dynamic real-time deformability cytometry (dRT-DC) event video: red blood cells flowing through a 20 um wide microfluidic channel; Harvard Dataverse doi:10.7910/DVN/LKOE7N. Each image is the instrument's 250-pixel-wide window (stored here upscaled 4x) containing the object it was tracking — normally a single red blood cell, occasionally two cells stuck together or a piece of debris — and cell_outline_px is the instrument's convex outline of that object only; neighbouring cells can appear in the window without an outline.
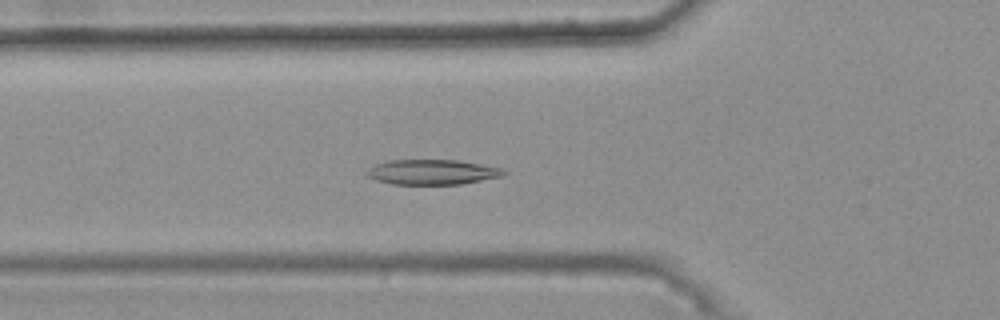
{"species": "common noctule bat (a hibernating species)", "species_latin": "Nyctalus noctula", "temperature_condition": "warm", "stored_images_in_passage": 37, "camera_frame_rate_fps": 3000, "um_per_image_px": 0.085, "animal": {"sex": "female", "body_mass_g": 25.1}, "frame": {"image": 1, "passage_image": 10, "time_ms": 3.0, "image_size_px": [1000, 320], "cell_outline_px": [[508, 172], [504, 176], [460, 184], [392, 184], [376, 180], [368, 176], [364, 172], [368, 168], [376, 164], [388, 160], [456, 160], [480, 164], [500, 168]], "centroid_in_image_um": [36.72, 14.62], "position_along_channel_um": 89.1, "area_um2": 19.94}}
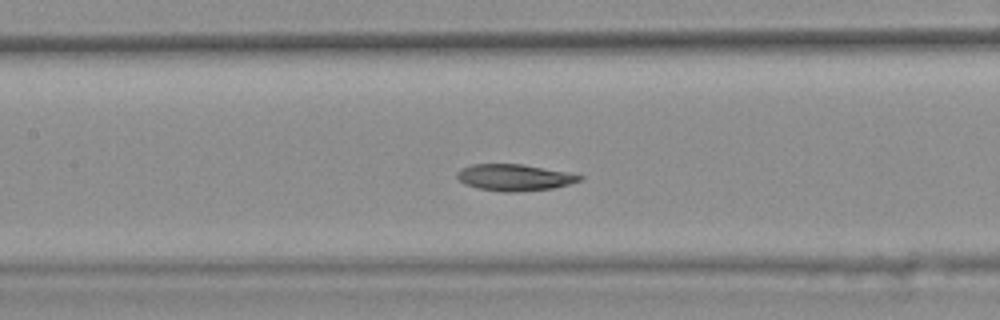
{"frame": {"image": 2, "passage_image": 16, "time_ms": 5.0, "image_size_px": [1000, 320], "cell_outline_px": [[584, 180], [552, 188], [516, 192], [504, 192], [480, 188], [464, 184], [456, 176], [456, 172], [460, 168], [472, 164], [520, 164], [568, 172], [584, 176]], "centroid_in_image_um": [43.72, 15.08], "position_along_channel_um": 163.7, "area_um2": 18.9}}
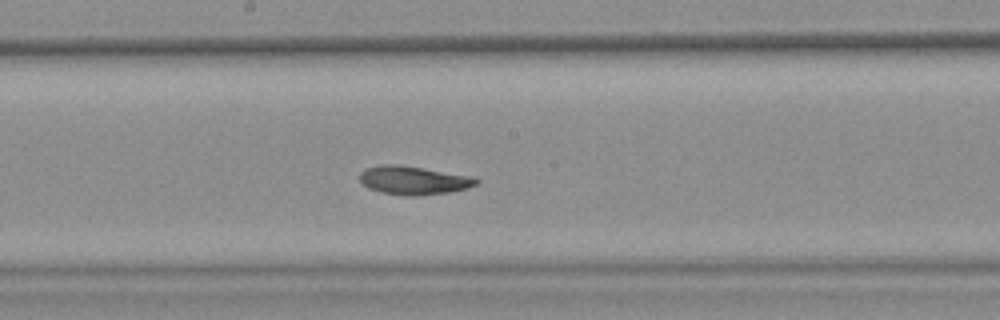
{"frame": {"image": 3, "passage_image": 20, "time_ms": 6.333, "image_size_px": [1000, 320], "cell_outline_px": [[480, 180], [476, 184], [468, 188], [448, 192], [412, 196], [408, 196], [380, 192], [368, 188], [360, 180], [360, 172], [364, 168], [380, 164], [396, 164], [472, 176]], "centroid_in_image_um": [35.12, 15.32], "position_along_channel_um": 213.1, "area_um2": 19.25}, "authors_computed_cell_mechanics": {"area_um2": 19.2474, "velocity_mm_per_s": 3.7258, "shape_relaxation_time_tau1_ms": 8.5774, "shape_relaxation_time_tau2_ms": 4.1091, "deformation_change_tau1": 0.2011, "deformation_change_tau2": 0.1027}}